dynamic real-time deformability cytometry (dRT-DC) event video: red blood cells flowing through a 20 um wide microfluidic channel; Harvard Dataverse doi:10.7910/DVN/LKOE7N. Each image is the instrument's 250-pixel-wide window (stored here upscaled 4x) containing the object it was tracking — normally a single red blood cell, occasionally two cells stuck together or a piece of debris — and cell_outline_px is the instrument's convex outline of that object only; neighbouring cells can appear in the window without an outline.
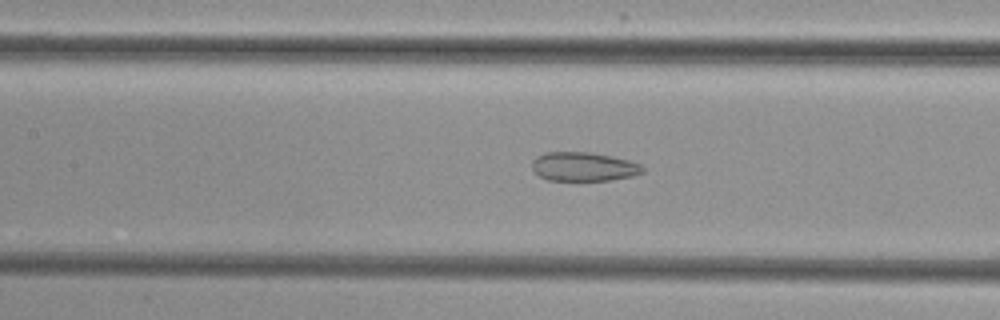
{"species": "common noctule bat (a hibernating species)", "species_latin": "Nyctalus noctula", "temperature_condition": "cold", "stored_images_in_passage": 47, "camera_frame_rate_fps": 3000, "um_per_image_px": 0.085, "animal": {"sex": "female", "body_mass_g": 29.2, "forearm_length_mm": 56.3}, "frame": {"image": 1, "passage_image": 25, "time_ms": 8.0, "image_size_px": [1000, 320], "cell_outline_px": [[644, 172], [632, 176], [608, 180], [548, 180], [540, 176], [532, 168], [532, 160], [536, 156], [544, 152], [592, 152], [612, 156], [628, 160], [640, 164], [644, 168]], "centroid_in_image_um": [49.6, 14.15], "position_along_channel_um": 157.8, "area_um2": 18.67}}
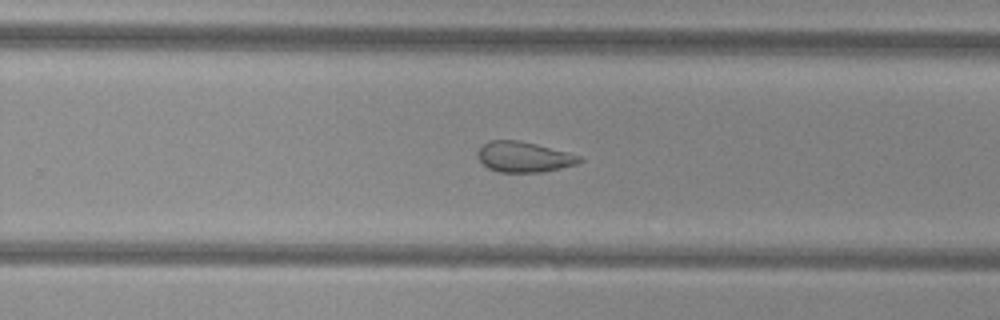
{"frame": {"image": 2, "passage_image": 35, "time_ms": 11.333, "image_size_px": [1000, 320], "cell_outline_px": [[584, 160], [576, 164], [544, 172], [500, 172], [488, 168], [476, 156], [476, 152], [488, 140], [516, 140], [536, 144], [584, 156]], "centroid_in_image_um": [44.55, 13.34], "position_along_channel_um": 285.3, "area_um2": 18.15}}
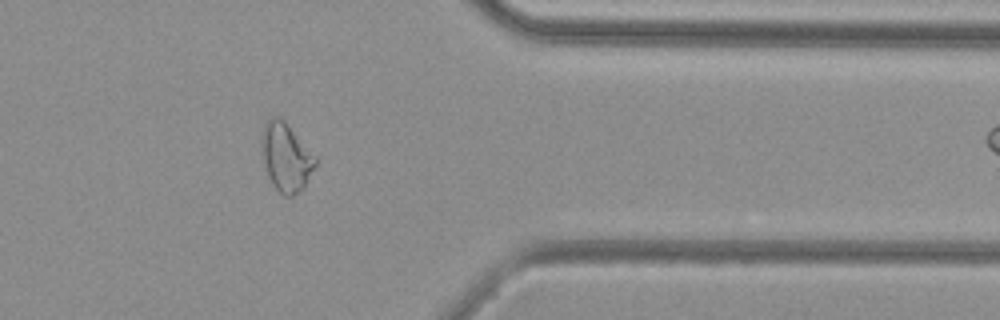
{"frame": {"image": 3, "passage_image": 44, "time_ms": 14.333, "image_size_px": [1000, 320], "cell_outline_px": [[316, 164], [300, 192], [292, 196], [284, 196], [276, 188], [268, 176], [260, 152], [260, 136], [264, 124], [272, 116], [280, 116], [284, 120], [316, 156]], "centroid_in_image_um": [24.27, 13.32], "position_along_channel_um": 387.1, "area_um2": 21.5}}